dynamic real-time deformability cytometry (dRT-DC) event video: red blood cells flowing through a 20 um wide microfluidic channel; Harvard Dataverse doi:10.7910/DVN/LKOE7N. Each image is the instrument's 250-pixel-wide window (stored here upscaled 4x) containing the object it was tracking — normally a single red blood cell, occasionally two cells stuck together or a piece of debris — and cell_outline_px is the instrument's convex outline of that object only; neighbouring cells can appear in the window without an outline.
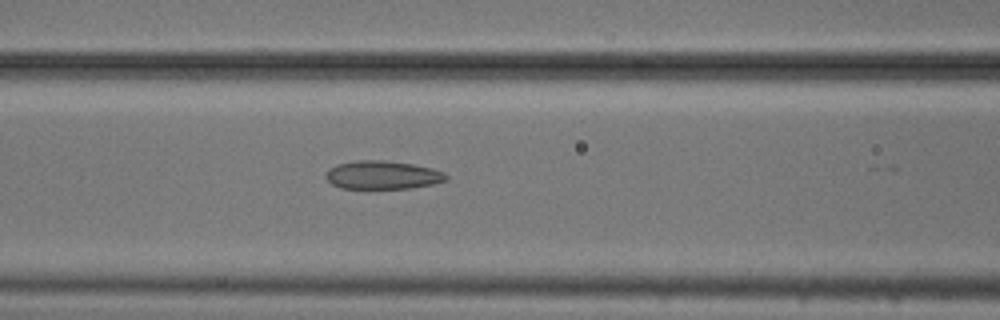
{"species": "common noctule bat (a hibernating species)", "species_latin": "Nyctalus noctula", "temperature_condition": "cold", "stored_images_in_passage": 23, "camera_frame_rate_fps": 3000, "um_per_image_px": 0.085, "animal": {"sex": "male", "body_mass_g": 20.5, "forearm_length_mm": 52.5}, "frame": {"image": 1, "passage_image": 22, "time_ms": 7.0, "image_size_px": [1000, 320], "cell_outline_px": [[448, 180], [432, 184], [412, 188], [340, 188], [332, 184], [324, 176], [328, 168], [336, 164], [356, 160], [384, 160], [412, 164], [432, 168], [444, 172], [448, 176]], "centroid_in_image_um": [32.5, 14.87], "position_along_channel_um": 134.1, "area_um2": 20.0}}